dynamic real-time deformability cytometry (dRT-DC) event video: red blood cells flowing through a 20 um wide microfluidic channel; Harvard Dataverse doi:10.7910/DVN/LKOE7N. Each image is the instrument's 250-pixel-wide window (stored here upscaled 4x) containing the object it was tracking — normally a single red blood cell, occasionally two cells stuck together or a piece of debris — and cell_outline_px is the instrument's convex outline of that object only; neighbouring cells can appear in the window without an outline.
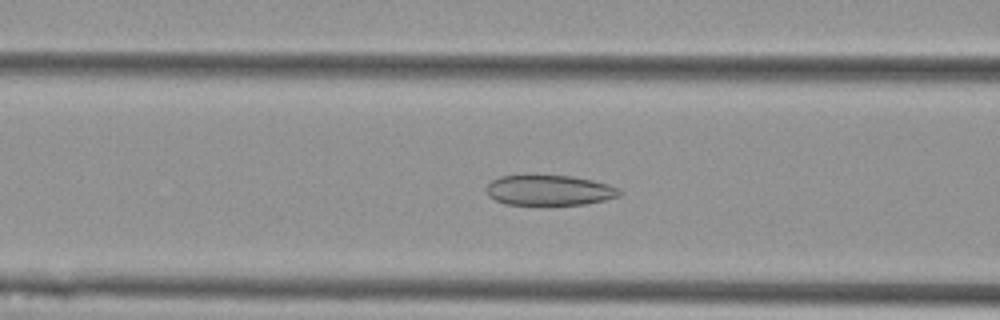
{"species": "Egyptian fruit bat (a non-hibernating species)", "species_latin": "Rousettus aegyptiacus", "temperature_condition": "cold", "stored_images_in_passage": 56, "camera_frame_rate_fps": 3000, "um_per_image_px": 0.085, "animal": {"sex": "female"}, "frame": {"image": 1, "passage_image": 22, "time_ms": 7.0, "image_size_px": [1000, 320], "cell_outline_px": [[624, 192], [620, 196], [604, 200], [584, 204], [504, 204], [488, 196], [488, 184], [492, 180], [500, 176], [524, 172], [536, 172], [572, 176], [592, 180], [608, 184], [620, 188]], "centroid_in_image_um": [46.68, 16.11], "position_along_channel_um": 119.9, "area_um2": 24.45}}
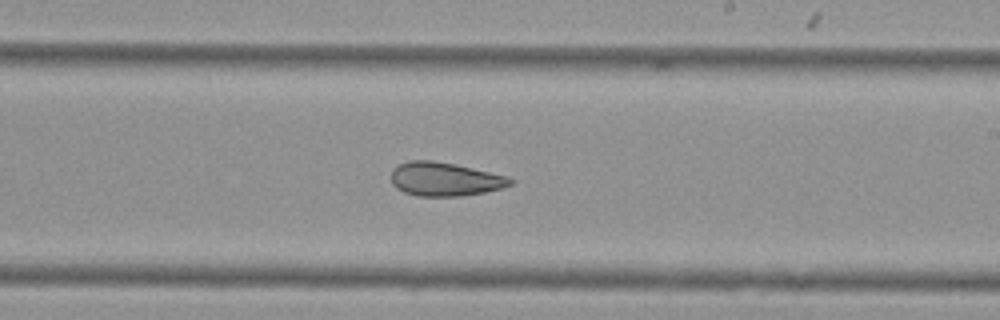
{"frame": {"image": 2, "passage_image": 33, "time_ms": 10.667, "image_size_px": [1000, 320], "cell_outline_px": [[516, 180], [512, 184], [500, 188], [484, 192], [460, 196], [416, 196], [404, 192], [396, 188], [392, 184], [392, 168], [408, 160], [432, 160], [456, 164], [508, 176]], "centroid_in_image_um": [37.81, 15.22], "position_along_channel_um": 251.2, "area_um2": 23.52}}
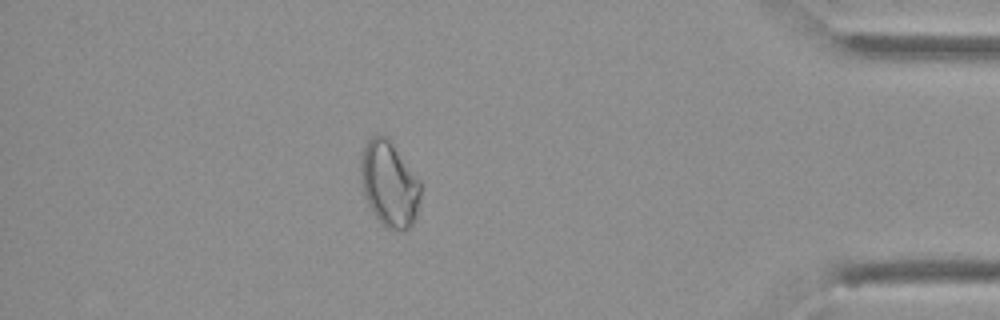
{"frame": {"image": 3, "passage_image": 49, "time_ms": 16.0, "image_size_px": [1000, 320], "cell_outline_px": [[420, 196], [416, 216], [412, 224], [404, 232], [392, 232], [384, 228], [368, 204], [364, 196], [360, 172], [360, 156], [364, 144], [376, 132], [388, 136], [420, 180]], "centroid_in_image_um": [33.08, 15.63], "position_along_channel_um": 402.1, "area_um2": 30.52}, "authors_computed_cell_mechanics": {"area_um2": 28.0619, "velocity_mm_per_s": 3.5934, "shape_relaxation_time_tau1_ms": null, "shape_relaxation_time_tau2_ms": 2.9932, "deformation_change_tau1": null, "deformation_change_tau2": 0.0814}}